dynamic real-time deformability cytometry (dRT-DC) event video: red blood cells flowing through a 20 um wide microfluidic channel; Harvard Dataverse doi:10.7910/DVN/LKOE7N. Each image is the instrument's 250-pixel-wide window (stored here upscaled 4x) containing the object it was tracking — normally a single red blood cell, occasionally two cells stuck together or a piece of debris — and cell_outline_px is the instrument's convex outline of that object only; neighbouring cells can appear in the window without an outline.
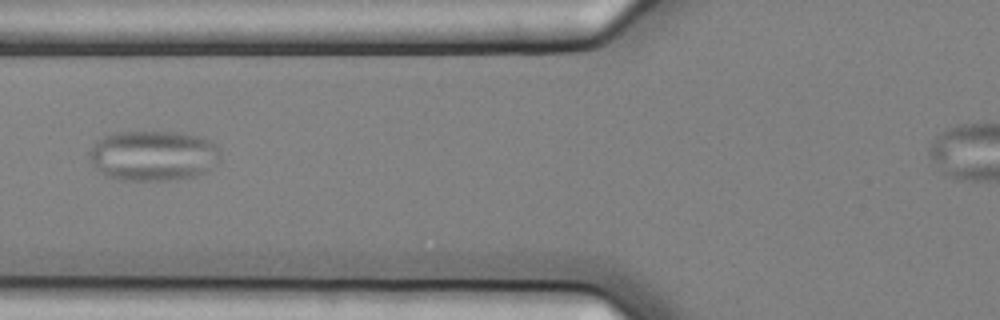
{"species": "common noctule bat (a hibernating species)", "species_latin": "Nyctalus noctula", "temperature_condition": "cold", "stored_images_in_passage": 5, "camera_frame_rate_fps": 3000, "um_per_image_px": 0.085, "animal": {"sex": "female", "body_mass_g": 25.1}, "frame": {"image": 1, "passage_image": 3, "time_ms": 0.667, "image_size_px": [1000, 320], "cell_outline_px": [[220, 160], [208, 172], [196, 176], [172, 180], [120, 180], [104, 176], [92, 164], [88, 156], [88, 152], [96, 140], [112, 132], [180, 132], [200, 136], [216, 144], [220, 148]], "centroid_in_image_um": [13.03, 13.23], "position_along_channel_um": 112.8, "area_um2": 39.13}}
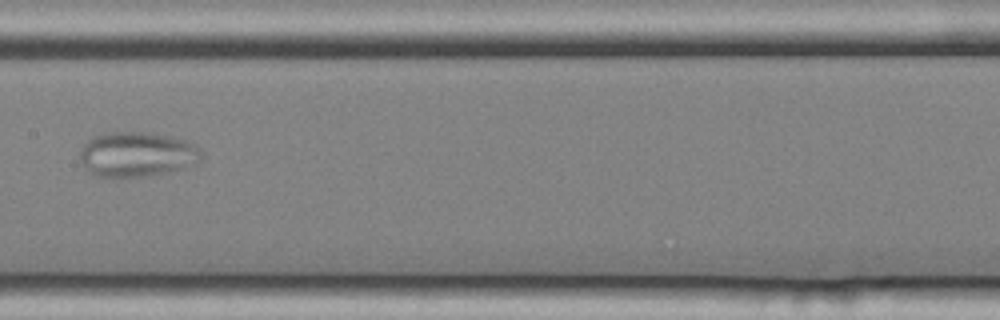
{"frame": {"image": 2, "passage_image": 5, "time_ms": 1.333, "image_size_px": [1000, 320], "cell_outline_px": [[200, 160], [196, 164], [184, 168], [168, 172], [112, 180], [96, 176], [88, 172], [80, 160], [80, 152], [84, 144], [92, 136], [104, 132], [148, 132], [172, 136], [184, 140], [192, 144], [200, 152]], "centroid_in_image_um": [11.57, 13.14], "position_along_channel_um": 195.8, "area_um2": 32.25}}